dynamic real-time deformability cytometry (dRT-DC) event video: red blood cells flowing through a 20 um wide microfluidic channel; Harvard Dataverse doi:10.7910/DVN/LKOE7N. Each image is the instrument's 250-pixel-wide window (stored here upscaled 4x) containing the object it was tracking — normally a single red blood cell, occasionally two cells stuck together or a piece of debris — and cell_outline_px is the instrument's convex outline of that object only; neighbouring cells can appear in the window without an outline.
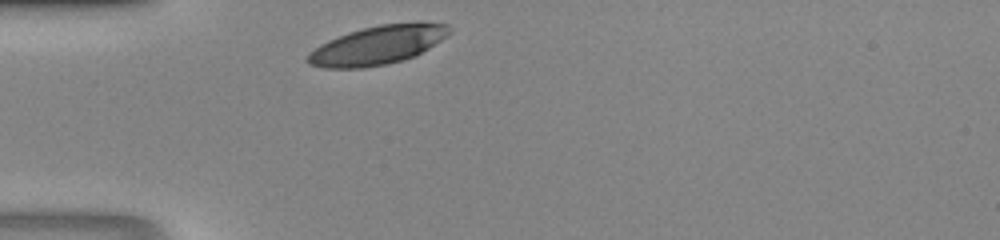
{"species": "human", "species_latin": "Homo sapiens", "temperature_condition": "room temperature", "stored_images_in_passage": 24, "camera_frame_rate_fps": 3000, "um_per_image_px": 0.085, "donor": {"sex": "male"}, "frame": {"image": 1, "passage_image": 1, "time_ms": 0.0, "image_size_px": [1000, 240], "cell_outline_px": [[452, 32], [428, 48], [412, 56], [400, 60], [384, 64], [360, 68], [324, 68], [308, 64], [304, 60], [308, 52], [320, 44], [328, 40], [348, 32], [380, 24], [420, 20], [424, 20], [448, 24]], "centroid_in_image_um": [32.09, 3.8], "position_along_channel_um": 52.9, "area_um2": 32.25}}
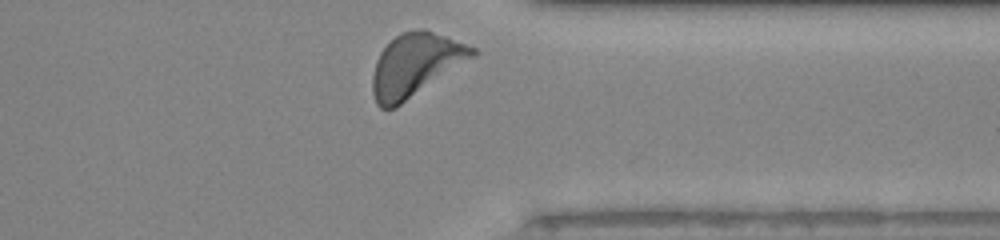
{"frame": {"image": 2, "passage_image": 24, "time_ms": 7.667, "image_size_px": [1000, 240], "cell_outline_px": [[476, 56], [396, 108], [380, 108], [376, 104], [372, 92], [372, 76], [376, 60], [380, 52], [400, 32], [420, 28], [424, 28], [476, 48]], "centroid_in_image_um": [35.3, 5.53], "position_along_channel_um": 376.1, "area_um2": 36.7}}